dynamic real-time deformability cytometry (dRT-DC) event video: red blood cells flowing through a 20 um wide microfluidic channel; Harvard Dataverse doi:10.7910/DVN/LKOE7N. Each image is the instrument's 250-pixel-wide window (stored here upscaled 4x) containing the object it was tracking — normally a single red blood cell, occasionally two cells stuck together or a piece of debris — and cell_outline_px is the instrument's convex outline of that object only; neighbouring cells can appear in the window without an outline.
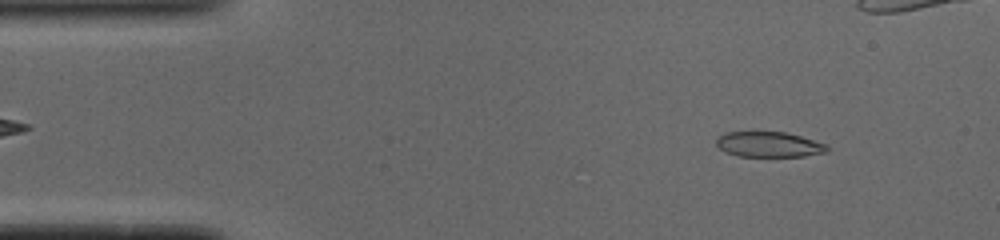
{"species": "common noctule bat (a hibernating species)", "species_latin": "Nyctalus noctula", "temperature_condition": "cold", "stored_images_in_passage": 51, "camera_frame_rate_fps": 3000, "um_per_image_px": 0.085, "animal": {"sex": "male", "body_mass_g": 19.0, "forearm_length_mm": 50.8}, "frame": {"image": 1, "passage_image": 5, "time_ms": 1.333, "image_size_px": [1000, 240], "cell_outline_px": [[828, 152], [804, 156], [736, 156], [724, 152], [716, 144], [716, 140], [724, 132], [784, 132], [800, 136], [828, 144]], "centroid_in_image_um": [65.36, 12.28], "position_along_channel_um": 19.6, "area_um2": 16.36}}
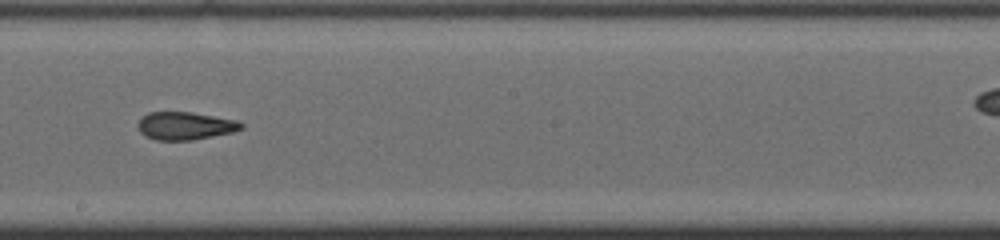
{"frame": {"image": 2, "passage_image": 27, "time_ms": 8.667, "image_size_px": [1000, 240], "cell_outline_px": [[244, 128], [232, 132], [192, 140], [156, 140], [144, 136], [140, 132], [136, 124], [140, 116], [148, 112], [192, 112], [236, 120], [244, 124]], "centroid_in_image_um": [15.68, 10.69], "position_along_channel_um": 232.5, "area_um2": 16.94}}
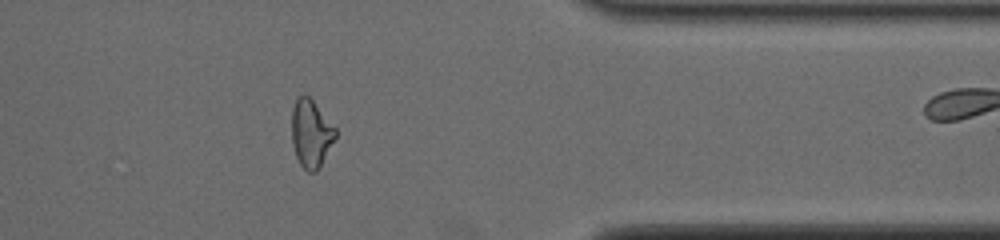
{"frame": {"image": 3, "passage_image": 40, "time_ms": 13.0, "image_size_px": [1000, 240], "cell_outline_px": [[336, 136], [316, 172], [308, 172], [300, 164], [296, 156], [292, 144], [292, 108], [296, 96], [304, 92], [312, 100], [336, 128]], "centroid_in_image_um": [26.4, 11.3], "position_along_channel_um": 385.0, "area_um2": 17.17}, "authors_computed_cell_mechanics": {"area_um2": 17.3978, "velocity_mm_per_s": 3.9222, "shape_relaxation_time_tau1_ms": 8.0048, "shape_relaxation_time_tau2_ms": 2.1477, "deformation_change_tau1": 0.2057, "deformation_change_tau2": 0.0933}}